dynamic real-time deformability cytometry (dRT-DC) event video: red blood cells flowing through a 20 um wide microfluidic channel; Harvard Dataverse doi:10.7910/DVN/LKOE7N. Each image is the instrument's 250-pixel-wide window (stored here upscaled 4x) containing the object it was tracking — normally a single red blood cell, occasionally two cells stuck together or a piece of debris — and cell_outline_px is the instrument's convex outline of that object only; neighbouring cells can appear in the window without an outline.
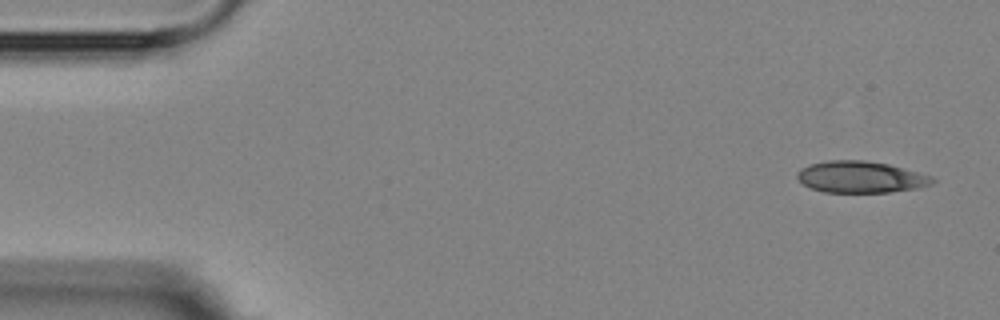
{"species": "Egyptian fruit bat (a non-hibernating species)", "species_latin": "Rousettus aegyptiacus", "temperature_condition": "room temperature", "stored_images_in_passage": 3, "camera_frame_rate_fps": 3000, "um_per_image_px": 0.085, "animal": {"sex": "female"}, "frame": {"image": 1, "passage_image": 1, "time_ms": 0.0, "image_size_px": [1000, 320], "cell_outline_px": [[936, 180], [932, 184], [916, 188], [888, 192], [824, 192], [812, 188], [804, 184], [796, 176], [796, 172], [800, 168], [808, 164], [828, 160], [864, 160], [888, 164], [932, 176]], "centroid_in_image_um": [73.13, 15.03], "position_along_channel_um": 11.9, "area_um2": 24.8}}